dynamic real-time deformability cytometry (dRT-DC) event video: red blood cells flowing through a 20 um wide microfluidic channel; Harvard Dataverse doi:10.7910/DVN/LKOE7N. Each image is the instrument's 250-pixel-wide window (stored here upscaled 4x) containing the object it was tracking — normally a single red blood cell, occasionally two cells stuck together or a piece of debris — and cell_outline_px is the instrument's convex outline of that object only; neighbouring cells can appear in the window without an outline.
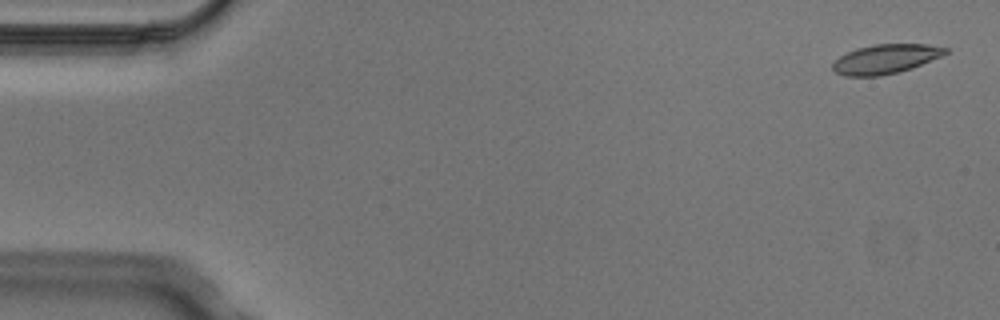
{"species": "Egyptian fruit bat (a non-hibernating species)", "species_latin": "Rousettus aegyptiacus", "temperature_condition": "cold", "stored_images_in_passage": 4, "camera_frame_rate_fps": 3000, "um_per_image_px": 0.085, "animal": {"sex": "male"}, "frame": {"image": 1, "passage_image": 1, "time_ms": 0.0, "image_size_px": [1000, 320], "cell_outline_px": [[948, 52], [940, 56], [912, 68], [880, 76], [844, 76], [836, 72], [832, 68], [832, 64], [840, 56], [856, 48], [876, 44], [928, 44], [948, 48]], "centroid_in_image_um": [75.26, 5.01], "position_along_channel_um": 9.7, "area_um2": 19.07}}
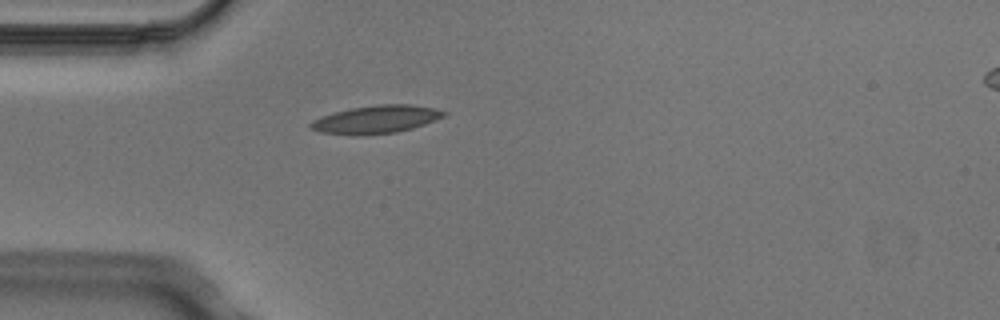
{"frame": {"image": 2, "passage_image": 4, "time_ms": 1.0, "image_size_px": [1000, 320], "cell_outline_px": [[448, 112], [444, 116], [424, 124], [412, 128], [396, 132], [320, 132], [308, 128], [308, 124], [312, 120], [320, 116], [332, 112], [352, 108], [376, 104], [412, 104], [436, 108]], "centroid_in_image_um": [32.0, 10.08], "position_along_channel_um": 53.0, "area_um2": 20.87}}